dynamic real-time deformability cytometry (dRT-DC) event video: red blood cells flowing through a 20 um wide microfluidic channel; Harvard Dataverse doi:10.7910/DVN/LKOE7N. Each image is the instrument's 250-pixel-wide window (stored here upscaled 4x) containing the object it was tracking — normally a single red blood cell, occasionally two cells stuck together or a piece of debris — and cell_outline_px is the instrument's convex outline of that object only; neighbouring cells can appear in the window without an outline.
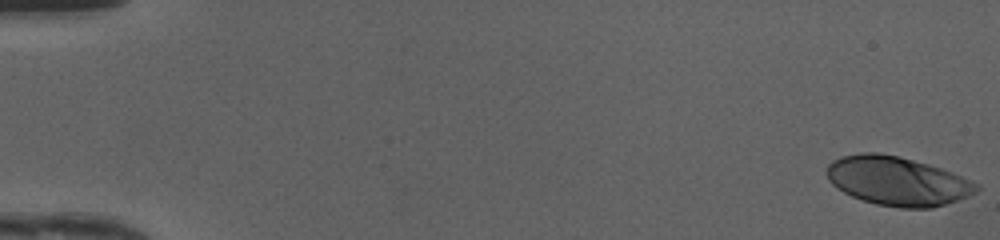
{"species": "human", "species_latin": "Homo sapiens", "temperature_condition": "cold", "stored_images_in_passage": 49, "camera_frame_rate_fps": 3000, "um_per_image_px": 0.085, "donor": {"sex": "female"}, "frame": {"image": 1, "passage_image": 1, "time_ms": 0.0, "image_size_px": [1000, 240], "cell_outline_px": [[980, 188], [976, 192], [968, 196], [932, 208], [900, 208], [876, 204], [852, 196], [836, 188], [828, 180], [828, 164], [832, 160], [840, 156], [860, 152], [876, 152], [896, 156], [928, 164], [952, 172], [972, 180], [980, 184]], "centroid_in_image_um": [76.28, 15.38], "position_along_channel_um": 8.7, "area_um2": 42.6}}
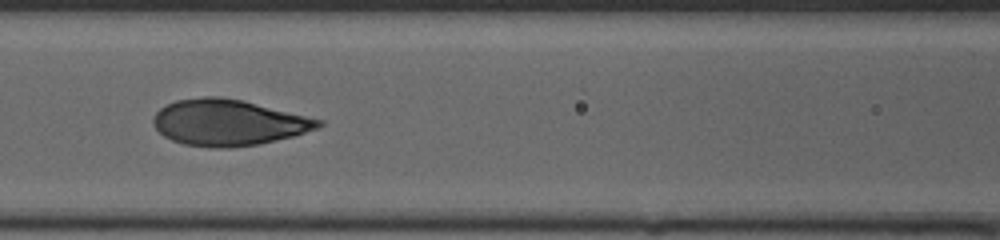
{"frame": {"image": 2, "passage_image": 23, "time_ms": 7.333, "image_size_px": [1000, 240], "cell_outline_px": [[324, 124], [316, 128], [292, 136], [260, 144], [232, 148], [208, 148], [184, 144], [172, 140], [164, 136], [152, 124], [152, 120], [156, 112], [160, 108], [176, 100], [204, 96], [216, 96], [240, 100], [324, 120]], "centroid_in_image_um": [19.37, 10.43], "position_along_channel_um": 147.2, "area_um2": 44.16}}
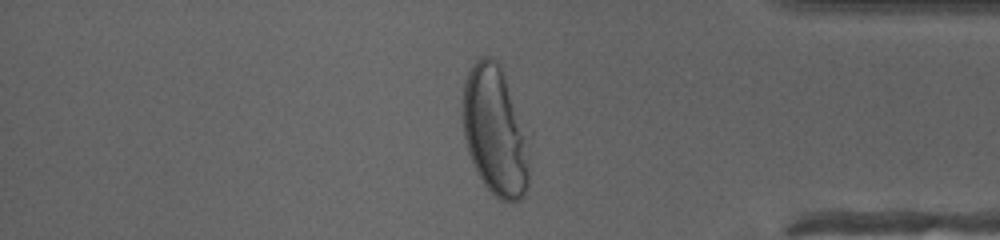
{"frame": {"image": 3, "passage_image": 42, "time_ms": 13.667, "image_size_px": [1000, 240], "cell_outline_px": [[528, 184], [524, 196], [520, 200], [500, 200], [484, 184], [468, 152], [464, 136], [460, 116], [460, 112], [464, 80], [472, 64], [480, 56], [488, 56], [496, 60], [500, 64], [524, 132], [528, 156]], "centroid_in_image_um": [42.0, 11.1], "position_along_channel_um": 393.2, "area_um2": 49.59}, "authors_computed_cell_mechanics": {"area_um2": 43.6968, "velocity_mm_per_s": 4.1855, "shape_relaxation_time_tau1_ms": 3.5034, "shape_relaxation_time_tau2_ms": null, "deformation_change_tau1": 0.2161, "deformation_change_tau2": null}}